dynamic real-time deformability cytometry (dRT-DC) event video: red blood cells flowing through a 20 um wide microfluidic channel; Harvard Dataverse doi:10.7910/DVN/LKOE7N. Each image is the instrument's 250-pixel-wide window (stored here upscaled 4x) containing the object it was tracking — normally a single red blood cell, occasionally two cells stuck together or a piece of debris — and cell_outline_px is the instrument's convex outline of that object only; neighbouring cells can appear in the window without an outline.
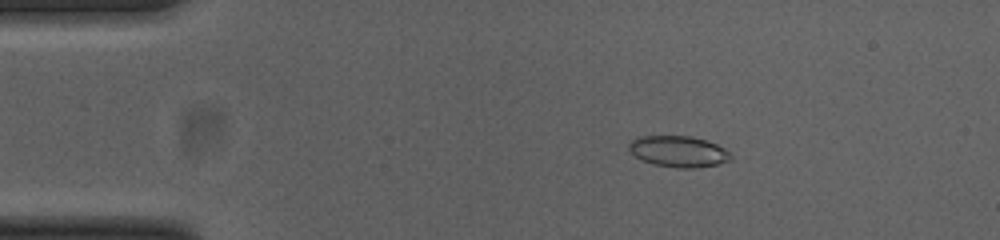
{"species": "common noctule bat (a hibernating species)", "species_latin": "Nyctalus noctula", "temperature_condition": "cold", "stored_images_in_passage": 48, "camera_frame_rate_fps": 3000, "um_per_image_px": 0.085, "animal": {"sex": "female", "body_mass_g": 23.0, "forearm_length_mm": 53.4}, "frame": {"image": 1, "passage_image": 4, "time_ms": 1.0, "image_size_px": [1000, 240], "cell_outline_px": [[732, 160], [716, 164], [696, 168], [676, 168], [652, 164], [640, 160], [628, 148], [628, 144], [636, 136], [692, 136], [716, 144], [724, 148], [732, 156]], "centroid_in_image_um": [57.65, 12.88], "position_along_channel_um": 27.4, "area_um2": 18.55}}
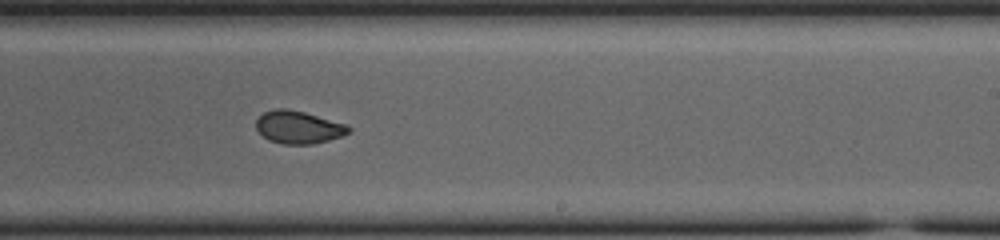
{"frame": {"image": 2, "passage_image": 27, "time_ms": 8.667, "image_size_px": [1000, 240], "cell_outline_px": [[352, 132], [328, 140], [312, 144], [284, 144], [268, 140], [256, 128], [256, 120], [264, 112], [276, 108], [288, 108], [304, 112], [348, 124], [352, 128]], "centroid_in_image_um": [25.4, 10.8], "position_along_channel_um": 263.6, "area_um2": 17.69}}
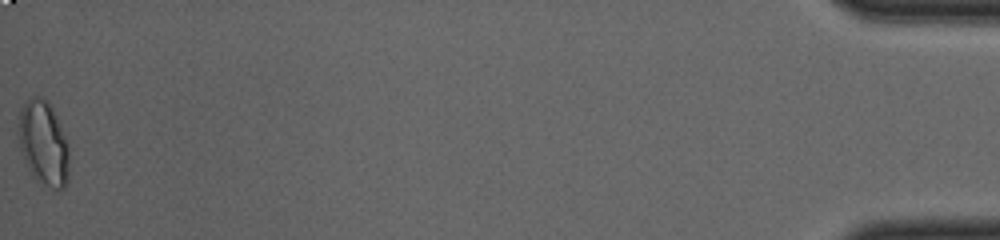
{"frame": {"image": 3, "passage_image": 48, "time_ms": 15.667, "image_size_px": [1000, 240], "cell_outline_px": [[68, 180], [64, 188], [56, 192], [40, 180], [32, 172], [24, 160], [20, 148], [16, 132], [20, 108], [24, 100], [32, 96], [44, 96], [48, 100], [60, 124], [68, 144]], "centroid_in_image_um": [3.67, 12.1], "position_along_channel_um": 431.5, "area_um2": 25.32}, "authors_computed_cell_mechanics": {"area_um2": 18.207, "velocity_mm_per_s": 3.8535, "shape_relaxation_time_tau1_ms": 7.316, "shape_relaxation_time_tau2_ms": 0.9967, "deformation_change_tau1": 0.1579, "deformation_change_tau2": 0.0462}}